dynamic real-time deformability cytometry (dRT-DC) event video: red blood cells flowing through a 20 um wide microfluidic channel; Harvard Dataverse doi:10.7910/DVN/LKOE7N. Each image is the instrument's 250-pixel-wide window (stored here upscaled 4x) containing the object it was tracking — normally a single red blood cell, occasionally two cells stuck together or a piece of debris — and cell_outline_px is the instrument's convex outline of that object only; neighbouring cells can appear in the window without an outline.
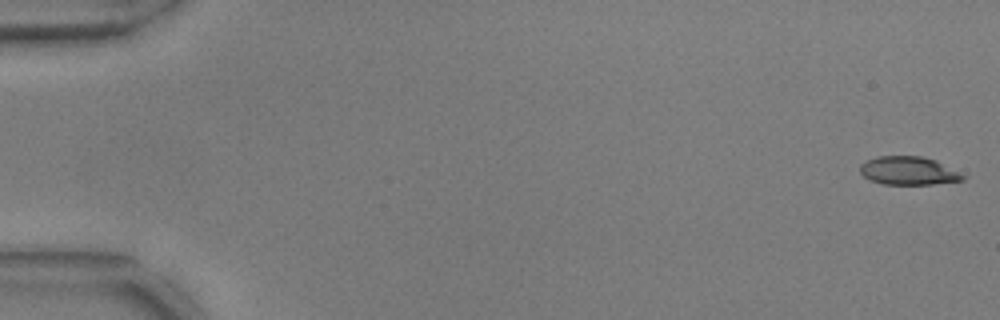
{"species": "common noctule bat (a hibernating species)", "species_latin": "Nyctalus noctula", "temperature_condition": "warm", "stored_images_in_passage": 54, "camera_frame_rate_fps": 3000, "um_per_image_px": 0.085, "animal": {"sex": "male", "body_mass_g": 17.9, "forearm_length_mm": 54.2}, "frame": {"image": 1, "passage_image": 1, "time_ms": 0.0, "image_size_px": [1000, 320], "cell_outline_px": [[968, 176], [964, 180], [932, 184], [884, 184], [868, 180], [860, 172], [860, 164], [876, 156], [924, 156], [936, 160]], "centroid_in_image_um": [77.24, 14.51], "position_along_channel_um": 7.8, "area_um2": 17.11}}
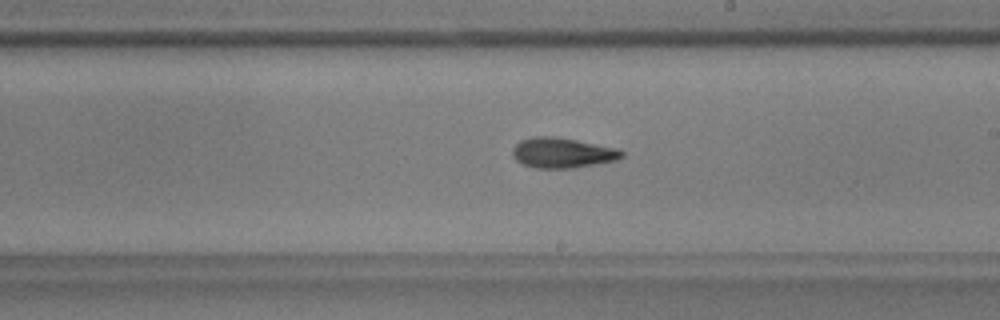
{"frame": {"image": 2, "passage_image": 32, "time_ms": 10.333, "image_size_px": [1000, 320], "cell_outline_px": [[624, 156], [616, 160], [596, 164], [572, 168], [536, 168], [524, 164], [516, 160], [512, 156], [512, 148], [520, 140], [532, 136], [552, 136], [576, 140], [620, 148], [624, 152]], "centroid_in_image_um": [47.81, 12.98], "position_along_channel_um": 241.2, "area_um2": 19.36}}
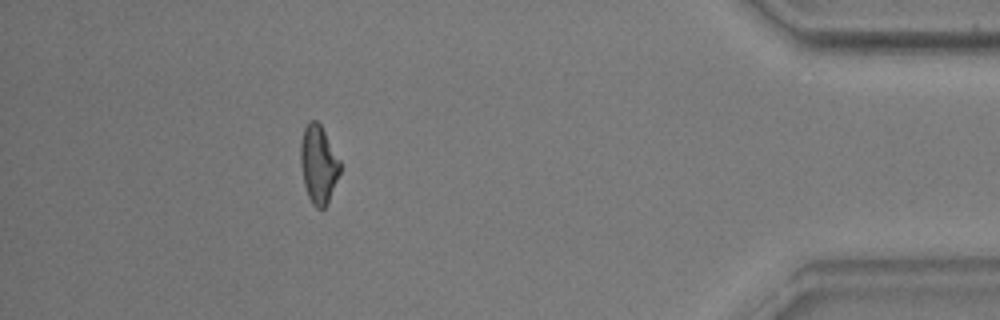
{"frame": {"image": 3, "passage_image": 49, "time_ms": 16.0, "image_size_px": [1000, 320], "cell_outline_px": [[340, 172], [328, 204], [324, 208], [316, 208], [312, 204], [308, 196], [304, 184], [300, 164], [300, 140], [304, 128], [308, 120], [316, 120], [320, 124], [340, 160]], "centroid_in_image_um": [27.06, 13.97], "position_along_channel_um": 408.1, "area_um2": 18.09}, "authors_computed_cell_mechanics": {"area_um2": 18.4671, "velocity_mm_per_s": 3.7582, "shape_relaxation_time_tau1_ms": 5.1109, "shape_relaxation_time_tau2_ms": 3.0578, "deformation_change_tau1": 0.1562, "deformation_change_tau2": 0.1201}}